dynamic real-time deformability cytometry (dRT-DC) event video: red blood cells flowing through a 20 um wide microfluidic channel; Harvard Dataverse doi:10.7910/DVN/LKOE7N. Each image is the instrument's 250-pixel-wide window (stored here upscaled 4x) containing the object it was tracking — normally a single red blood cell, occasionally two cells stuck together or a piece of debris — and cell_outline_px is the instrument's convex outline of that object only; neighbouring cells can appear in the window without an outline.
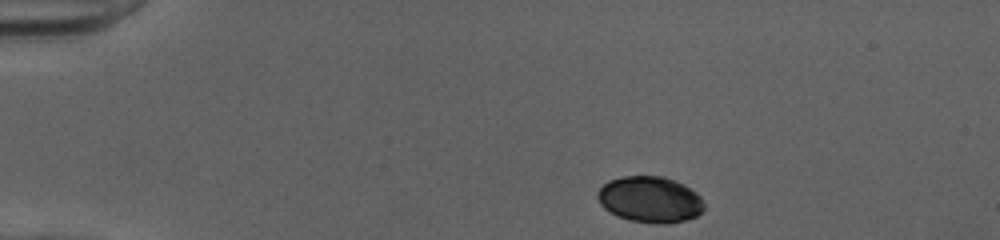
{"species": "human", "species_latin": "Homo sapiens", "temperature_condition": "cold", "stored_images_in_passage": 42, "camera_frame_rate_fps": 3000, "um_per_image_px": 0.085, "donor": {"sex": "female"}, "frame": {"image": 1, "passage_image": 1, "time_ms": 0.0, "image_size_px": [1000, 240], "cell_outline_px": [[704, 208], [696, 216], [688, 220], [668, 224], [660, 224], [628, 220], [616, 216], [604, 208], [600, 204], [596, 196], [596, 192], [608, 180], [620, 176], [664, 176], [684, 184], [696, 192], [700, 196], [704, 204]], "centroid_in_image_um": [55.23, 16.96], "position_along_channel_um": 29.8, "area_um2": 29.02}}
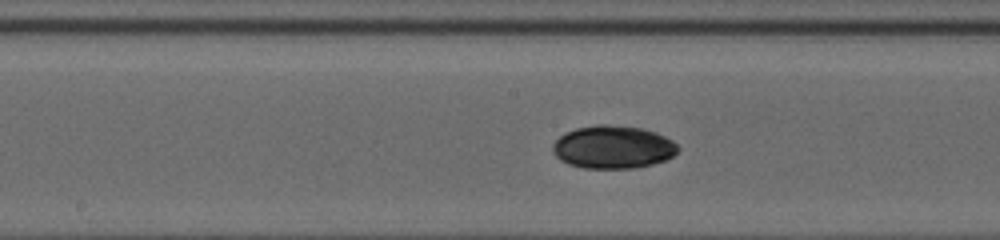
{"frame": {"image": 2, "passage_image": 19, "time_ms": 6.0, "image_size_px": [1000, 240], "cell_outline_px": [[680, 148], [672, 156], [664, 160], [652, 164], [636, 168], [584, 168], [568, 164], [560, 160], [552, 152], [552, 144], [564, 132], [576, 128], [596, 124], [604, 124], [644, 128], [656, 132], [672, 140]], "centroid_in_image_um": [52.08, 12.49], "position_along_channel_um": 196.1, "area_um2": 31.5}}
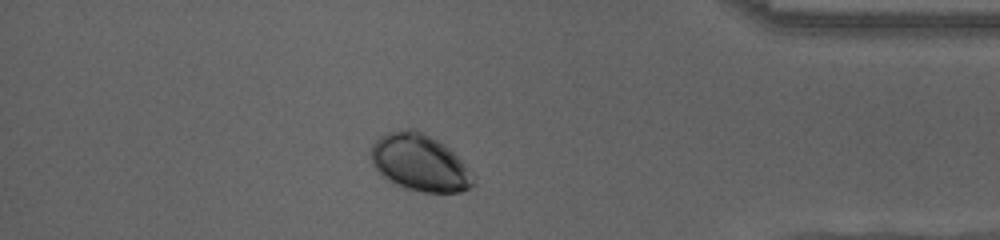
{"frame": {"image": 3, "passage_image": 36, "time_ms": 11.667, "image_size_px": [1000, 240], "cell_outline_px": [[476, 184], [460, 192], [424, 192], [404, 188], [392, 184], [380, 176], [372, 164], [372, 144], [384, 132], [408, 128], [412, 128], [444, 144], [464, 164], [476, 180]], "centroid_in_image_um": [35.63, 13.85], "position_along_channel_um": 399.6, "area_um2": 33.87}}